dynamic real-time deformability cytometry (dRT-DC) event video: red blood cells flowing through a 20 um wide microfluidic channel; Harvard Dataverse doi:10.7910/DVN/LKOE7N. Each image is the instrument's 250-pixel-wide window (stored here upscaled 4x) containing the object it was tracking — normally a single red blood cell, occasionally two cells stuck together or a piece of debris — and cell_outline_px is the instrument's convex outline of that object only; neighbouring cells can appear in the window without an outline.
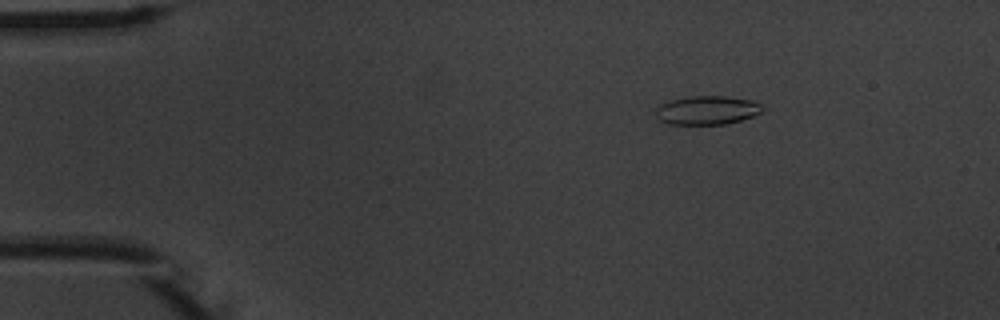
{"species": "common noctule bat (a hibernating species)", "species_latin": "Nyctalus noctula", "temperature_condition": "warm", "stored_images_in_passage": 5, "camera_frame_rate_fps": 3000, "um_per_image_px": 0.085, "animal": {"sex": "male", "body_mass_g": 20.1, "forearm_length_mm": 53.5}, "frame": {"image": 1, "passage_image": 2, "time_ms": 1.333, "image_size_px": [1000, 320], "cell_outline_px": [[764, 108], [760, 112], [752, 116], [740, 120], [724, 124], [668, 124], [660, 120], [656, 116], [656, 108], [660, 104], [672, 100], [688, 96], [728, 96], [752, 100], [760, 104]], "centroid_in_image_um": [60.09, 9.36], "position_along_channel_um": 24.9, "area_um2": 17.8}}